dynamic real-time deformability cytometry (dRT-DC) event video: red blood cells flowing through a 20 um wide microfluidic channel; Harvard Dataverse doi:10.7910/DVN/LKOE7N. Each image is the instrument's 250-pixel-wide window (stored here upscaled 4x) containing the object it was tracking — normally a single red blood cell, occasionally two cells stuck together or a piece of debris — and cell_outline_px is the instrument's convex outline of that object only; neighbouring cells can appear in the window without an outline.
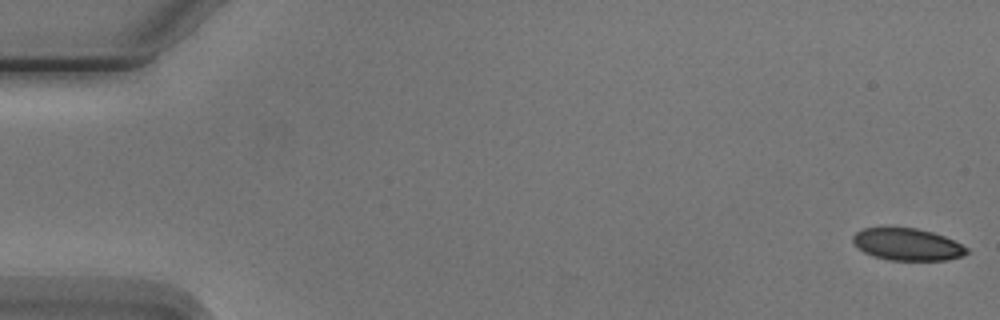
{"species": "Egyptian fruit bat (a non-hibernating species)", "species_latin": "Rousettus aegyptiacus", "temperature_condition": "cold", "stored_images_in_passage": 7, "camera_frame_rate_fps": 3000, "um_per_image_px": 0.085, "animal": {"sex": "male"}, "frame": {"image": 1, "passage_image": 1, "time_ms": 0.0, "image_size_px": [1000, 320], "cell_outline_px": [[972, 252], [964, 256], [948, 260], [888, 260], [872, 256], [864, 252], [852, 240], [852, 236], [856, 232], [864, 228], [916, 228], [932, 232], [944, 236], [968, 248]], "centroid_in_image_um": [77.16, 20.79], "position_along_channel_um": 7.8, "area_um2": 21.27}}
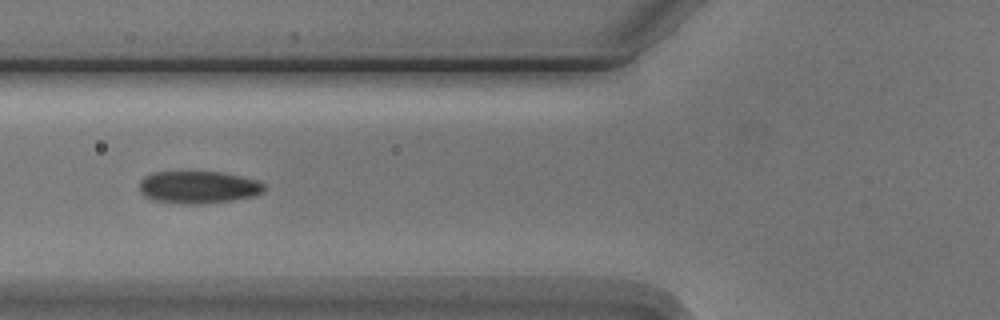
{"frame": {"image": 2, "passage_image": 6, "time_ms": 6.667, "image_size_px": [1000, 320], "cell_outline_px": [[264, 192], [256, 196], [232, 200], [200, 204], [184, 204], [152, 200], [144, 196], [140, 192], [140, 180], [144, 176], [152, 172], [220, 172], [240, 176], [256, 180], [264, 184]], "centroid_in_image_um": [16.84, 15.92], "position_along_channel_um": 109.0, "area_um2": 23.64}}
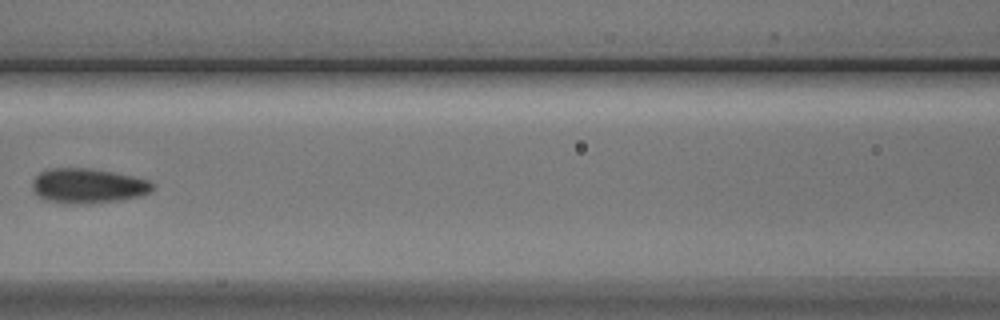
{"frame": {"image": 3, "passage_image": 7, "time_ms": 8.0, "image_size_px": [1000, 320], "cell_outline_px": [[152, 192], [140, 196], [116, 200], [80, 204], [60, 204], [44, 200], [36, 196], [32, 192], [32, 180], [40, 172], [48, 168], [88, 168], [112, 172], [132, 176], [148, 180], [152, 184]], "centroid_in_image_um": [7.38, 15.8], "position_along_channel_um": 159.2, "area_um2": 24.57}}